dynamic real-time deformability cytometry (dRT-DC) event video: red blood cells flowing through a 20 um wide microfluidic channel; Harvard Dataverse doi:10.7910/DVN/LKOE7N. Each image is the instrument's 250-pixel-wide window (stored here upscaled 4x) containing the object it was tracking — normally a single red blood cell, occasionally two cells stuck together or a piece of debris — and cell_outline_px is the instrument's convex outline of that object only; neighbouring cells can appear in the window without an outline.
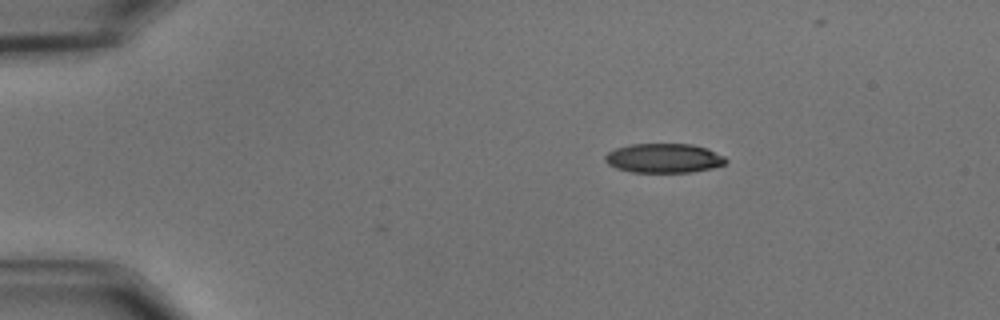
{"species": "common noctule bat (a hibernating species)", "species_latin": "Nyctalus noctula", "temperature_condition": "cold", "stored_images_in_passage": 3, "camera_frame_rate_fps": 3000, "um_per_image_px": 0.085, "animal": {"sex": "male", "body_mass_g": 15.6}, "frame": {"image": 1, "passage_image": 3, "time_ms": 0.667, "image_size_px": [1000, 320], "cell_outline_px": [[728, 160], [724, 164], [712, 168], [692, 172], [632, 172], [616, 168], [608, 164], [604, 160], [604, 156], [608, 152], [616, 148], [632, 144], [692, 144], [708, 148], [724, 156]], "centroid_in_image_um": [56.43, 13.44], "position_along_channel_um": 28.6, "area_um2": 20.69}}